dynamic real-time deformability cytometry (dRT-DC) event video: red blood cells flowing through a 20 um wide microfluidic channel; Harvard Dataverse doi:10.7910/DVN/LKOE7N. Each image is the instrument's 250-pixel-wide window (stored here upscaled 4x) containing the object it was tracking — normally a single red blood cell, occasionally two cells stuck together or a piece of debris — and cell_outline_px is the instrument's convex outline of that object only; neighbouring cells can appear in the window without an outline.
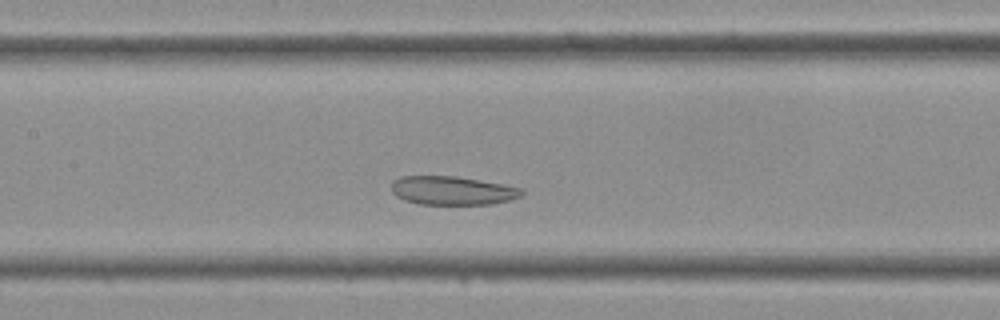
{"species": "Egyptian fruit bat (a non-hibernating species)", "species_latin": "Rousettus aegyptiacus", "temperature_condition": "cold", "stored_images_in_passage": 35, "camera_frame_rate_fps": 3000, "um_per_image_px": 0.085, "frame": {"image": 1, "passage_image": 13, "time_ms": 4.0, "image_size_px": [1000, 320], "cell_outline_px": [[524, 196], [512, 200], [492, 204], [420, 204], [404, 200], [396, 196], [392, 192], [392, 180], [400, 176], [456, 176], [504, 184], [520, 188], [524, 192]], "centroid_in_image_um": [38.47, 16.2], "position_along_channel_um": 168.9, "area_um2": 21.96}}
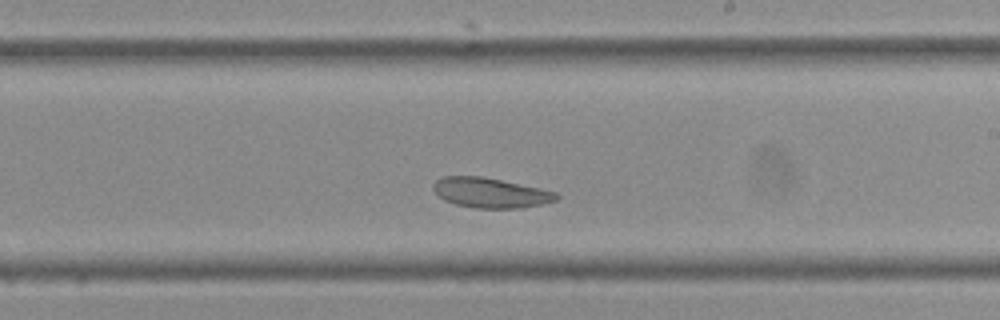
{"frame": {"image": 2, "passage_image": 18, "time_ms": 5.667, "image_size_px": [1000, 320], "cell_outline_px": [[560, 196], [556, 200], [540, 204], [520, 208], [476, 208], [456, 204], [444, 200], [432, 188], [432, 184], [436, 180], [444, 176], [484, 176], [540, 188], [556, 192]], "centroid_in_image_um": [41.68, 16.37], "position_along_channel_um": 247.3, "area_um2": 21.44}}
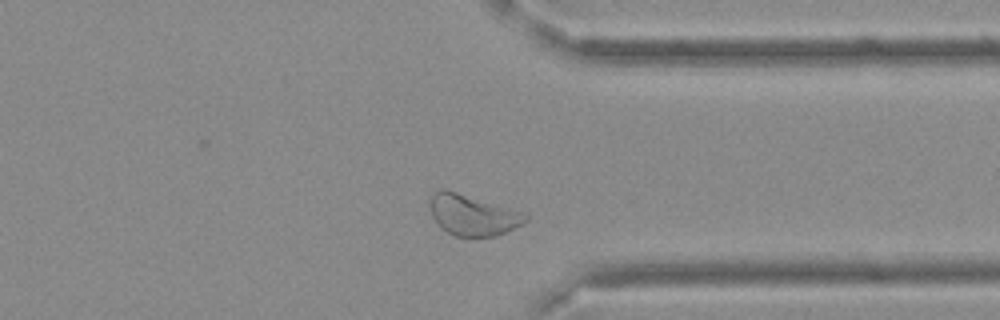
{"frame": {"image": 3, "passage_image": 26, "time_ms": 8.333, "image_size_px": [1000, 320], "cell_outline_px": [[528, 220], [496, 236], [456, 236], [440, 228], [432, 216], [428, 204], [428, 200], [440, 188], [444, 188], [520, 212], [528, 216]], "centroid_in_image_um": [40.09, 18.27], "position_along_channel_um": 371.3, "area_um2": 22.2}}